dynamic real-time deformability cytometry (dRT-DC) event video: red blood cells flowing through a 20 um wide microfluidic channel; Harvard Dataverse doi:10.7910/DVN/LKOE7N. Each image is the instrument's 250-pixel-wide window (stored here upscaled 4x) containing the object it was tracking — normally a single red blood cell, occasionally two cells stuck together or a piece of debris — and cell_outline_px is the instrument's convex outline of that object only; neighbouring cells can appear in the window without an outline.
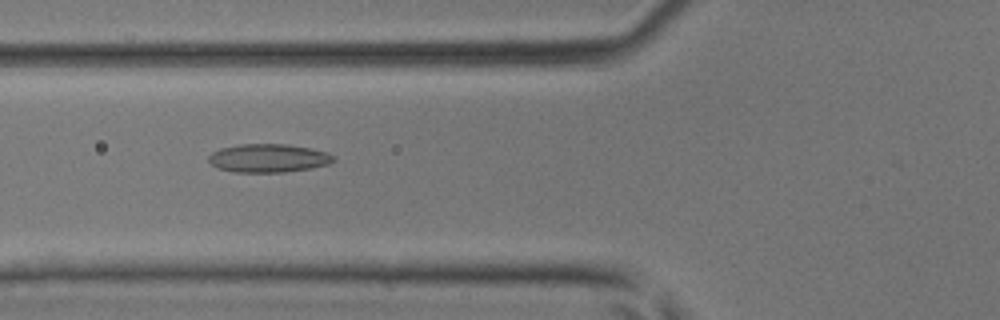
{"species": "common noctule bat (a hibernating species)", "species_latin": "Nyctalus noctula", "temperature_condition": "room temperature", "stored_images_in_passage": 5, "camera_frame_rate_fps": 3000, "um_per_image_px": 0.085, "animal": {"sex": "male", "body_mass_g": 17.9, "forearm_length_mm": 54.2}, "frame": {"image": 1, "passage_image": 5, "time_ms": 1.333, "image_size_px": [1000, 320], "cell_outline_px": [[336, 160], [328, 164], [312, 168], [284, 172], [232, 172], [216, 168], [208, 160], [208, 156], [212, 152], [220, 148], [240, 144], [288, 144], [328, 152]], "centroid_in_image_um": [22.78, 13.44], "position_along_channel_um": 103.0, "area_um2": 20.75}}